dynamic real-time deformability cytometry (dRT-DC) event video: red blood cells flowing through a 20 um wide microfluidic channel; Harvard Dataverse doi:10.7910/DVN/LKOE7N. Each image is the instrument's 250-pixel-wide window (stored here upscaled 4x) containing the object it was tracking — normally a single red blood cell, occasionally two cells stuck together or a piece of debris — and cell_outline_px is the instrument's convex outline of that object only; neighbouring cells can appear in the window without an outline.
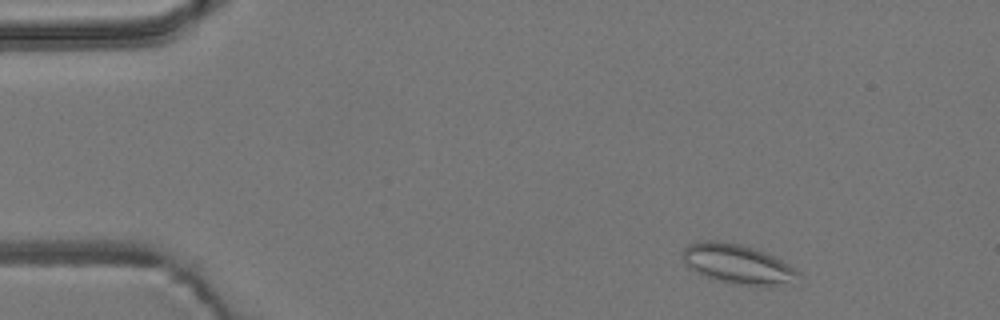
{"species": "common noctule bat (a hibernating species)", "species_latin": "Nyctalus noctula", "temperature_condition": "room temperature", "stored_images_in_passage": 51, "camera_frame_rate_fps": 3000, "um_per_image_px": 0.085, "animal": {"sex": "male", "body_mass_g": 19.2, "forearm_length_mm": 51.8}, "frame": {"image": 1, "passage_image": 4, "time_ms": 1.0, "image_size_px": [1000, 320], "cell_outline_px": [[800, 272], [788, 280], [776, 284], [740, 284], [716, 280], [704, 276], [688, 268], [684, 264], [684, 248], [688, 244], [704, 240], [716, 240], [740, 244], [764, 252], [796, 268]], "centroid_in_image_um": [62.56, 22.39], "position_along_channel_um": 22.4, "area_um2": 25.61}}
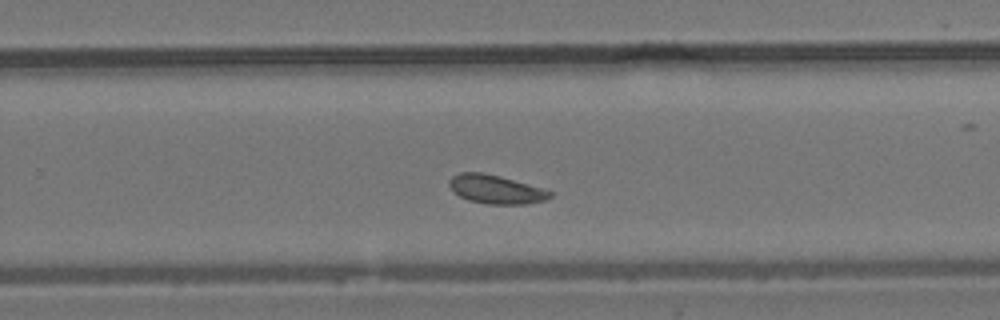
{"frame": {"image": 2, "passage_image": 32, "time_ms": 10.333, "image_size_px": [1000, 320], "cell_outline_px": [[552, 196], [548, 200], [524, 204], [488, 204], [468, 200], [452, 192], [448, 184], [448, 180], [452, 176], [460, 172], [480, 172], [500, 176], [544, 188], [552, 192]], "centroid_in_image_um": [42.14, 16.09], "position_along_channel_um": 287.7, "area_um2": 17.05}}
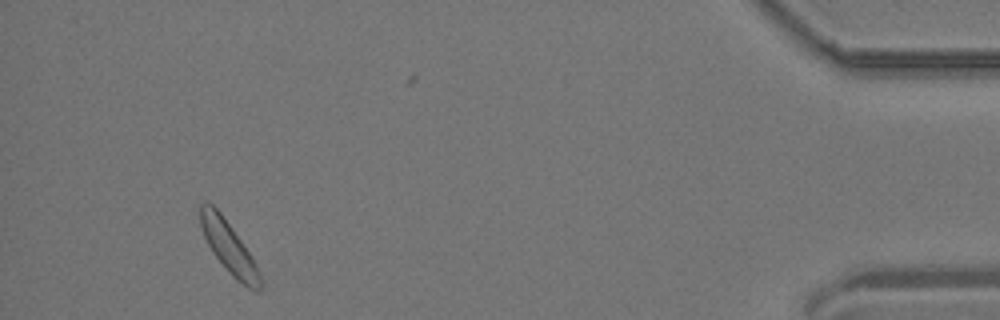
{"frame": {"image": 3, "passage_image": 48, "time_ms": 15.667, "image_size_px": [1000, 320], "cell_outline_px": [[260, 288], [256, 292], [248, 288], [236, 280], [228, 272], [212, 252], [204, 236], [200, 224], [200, 204], [212, 204], [220, 212], [232, 228], [256, 264], [260, 272]], "centroid_in_image_um": [19.44, 21.05], "position_along_channel_um": 415.8, "area_um2": 17.57}}